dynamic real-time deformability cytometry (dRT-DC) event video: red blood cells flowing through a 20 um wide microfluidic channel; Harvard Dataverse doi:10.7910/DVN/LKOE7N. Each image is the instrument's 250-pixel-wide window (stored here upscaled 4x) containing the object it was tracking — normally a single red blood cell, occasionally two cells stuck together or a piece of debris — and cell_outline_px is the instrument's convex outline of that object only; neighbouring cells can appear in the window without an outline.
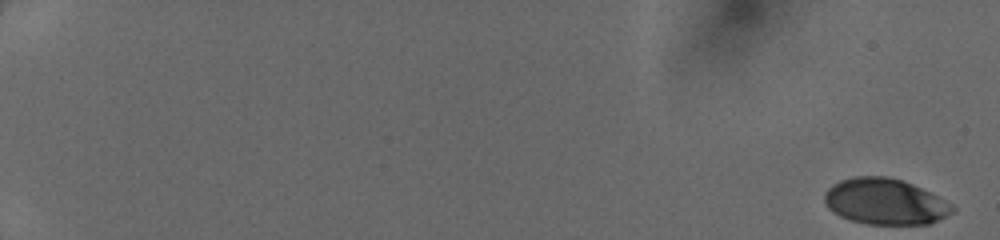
{"species": "human", "species_latin": "Homo sapiens", "temperature_condition": "cold", "stored_images_in_passage": 50, "camera_frame_rate_fps": 3000, "um_per_image_px": 0.085, "donor": {"sex": "female"}, "frame": {"image": 1, "passage_image": 1, "time_ms": 0.0, "image_size_px": [1000, 240], "cell_outline_px": [[956, 208], [952, 212], [928, 224], [868, 224], [852, 220], [840, 216], [828, 208], [824, 200], [824, 192], [832, 184], [840, 180], [852, 176], [888, 176], [912, 184], [952, 204]], "centroid_in_image_um": [75.18, 17.12], "position_along_channel_um": 9.8, "area_um2": 33.99}}
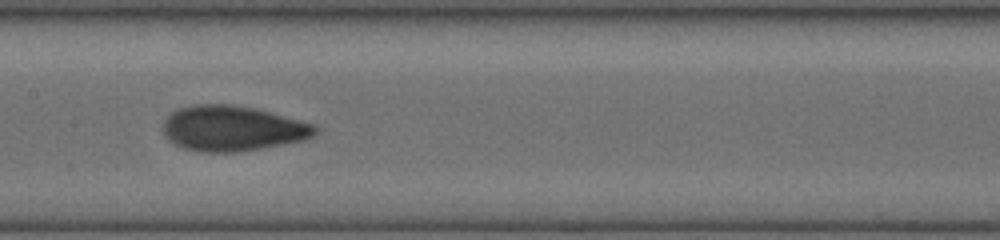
{"frame": {"image": 2, "passage_image": 29, "time_ms": 9.333, "image_size_px": [1000, 240], "cell_outline_px": [[320, 128], [312, 136], [304, 140], [260, 148], [236, 152], [200, 152], [184, 148], [168, 140], [164, 136], [164, 120], [172, 112], [180, 108], [196, 104], [228, 104], [252, 108], [316, 124]], "centroid_in_image_um": [19.75, 10.92], "position_along_channel_um": 187.6, "area_um2": 39.88}}
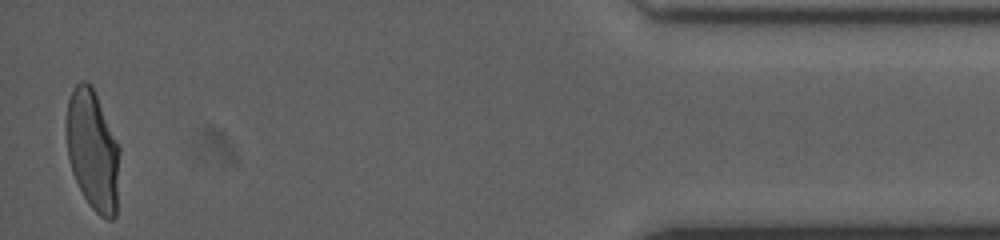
{"frame": {"image": 3, "passage_image": 50, "time_ms": 16.333, "image_size_px": [1000, 240], "cell_outline_px": [[120, 152], [116, 216], [112, 220], [108, 220], [100, 216], [88, 204], [72, 172], [68, 156], [64, 124], [68, 100], [76, 84], [80, 80], [84, 80], [92, 84], [120, 148]], "centroid_in_image_um": [7.87, 12.75], "position_along_channel_um": 427.3, "area_um2": 37.86}}